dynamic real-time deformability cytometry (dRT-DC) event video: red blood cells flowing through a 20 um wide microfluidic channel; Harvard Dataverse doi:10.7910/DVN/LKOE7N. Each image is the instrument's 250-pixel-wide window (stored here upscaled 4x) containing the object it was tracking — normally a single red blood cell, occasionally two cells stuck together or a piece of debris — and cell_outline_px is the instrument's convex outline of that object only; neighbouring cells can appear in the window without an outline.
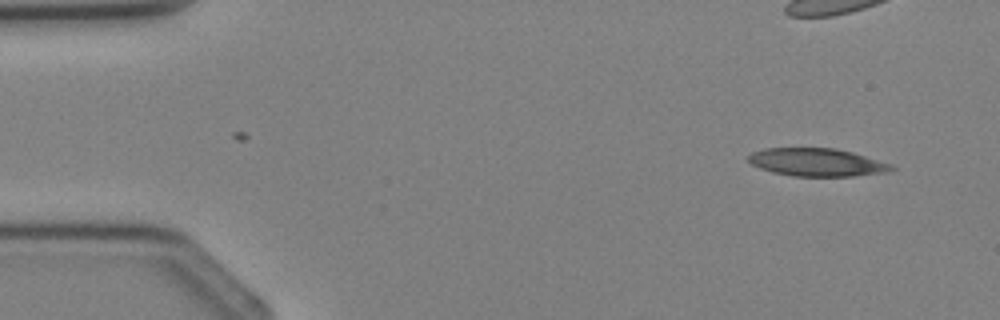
{"species": "Egyptian fruit bat (a non-hibernating species)", "species_latin": "Rousettus aegyptiacus", "temperature_condition": "cold", "stored_images_in_passage": 2, "camera_frame_rate_fps": 3000, "um_per_image_px": 0.085, "animal": {"sex": "female"}, "frame": {"image": 1, "passage_image": 2, "time_ms": 1.333, "image_size_px": [1000, 320], "cell_outline_px": [[896, 168], [888, 172], [852, 176], [792, 176], [772, 172], [760, 168], [752, 164], [748, 160], [748, 156], [752, 152], [764, 148], [836, 148], [852, 152], [892, 164]], "centroid_in_image_um": [69.44, 13.79], "position_along_channel_um": 15.6, "area_um2": 23.29}}